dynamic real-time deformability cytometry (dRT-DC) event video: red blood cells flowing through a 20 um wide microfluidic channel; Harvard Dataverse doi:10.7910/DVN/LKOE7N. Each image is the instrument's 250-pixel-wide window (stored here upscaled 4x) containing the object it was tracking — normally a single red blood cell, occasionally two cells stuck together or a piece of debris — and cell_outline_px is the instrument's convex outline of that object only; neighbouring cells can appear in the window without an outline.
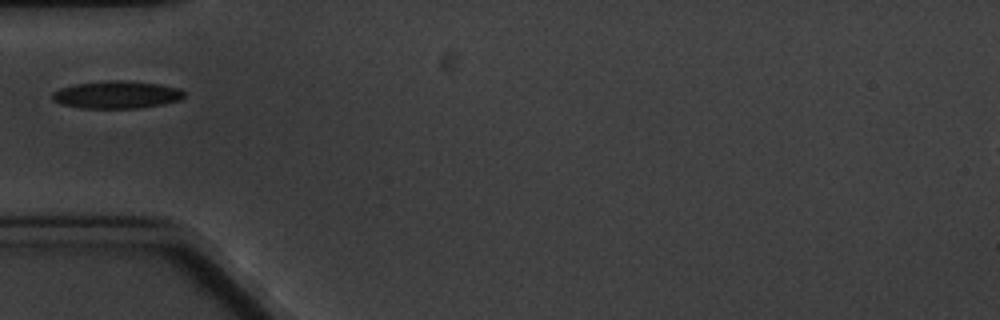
{"species": "common noctule bat (a hibernating species)", "species_latin": "Nyctalus noctula", "temperature_condition": "cold", "stored_images_in_passage": 6, "camera_frame_rate_fps": 3000, "um_per_image_px": 0.085, "animal": {"sex": "male", "body_mass_g": 20.1, "forearm_length_mm": 53.5}, "frame": {"image": 1, "passage_image": 1, "time_ms": 0.0, "image_size_px": [1000, 320], "cell_outline_px": [[184, 96], [180, 100], [164, 104], [140, 108], [80, 108], [60, 104], [52, 100], [52, 92], [60, 88], [76, 84], [108, 80], [116, 80], [160, 84], [180, 88], [184, 92]], "centroid_in_image_um": [9.91, 8.06], "position_along_channel_um": 75.1, "area_um2": 21.21}}
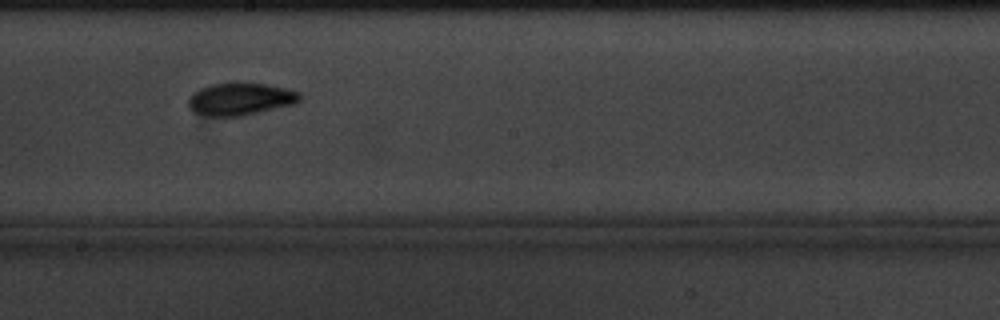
{"frame": {"image": 2, "passage_image": 5, "time_ms": 4.667, "image_size_px": [1000, 320], "cell_outline_px": [[300, 100], [296, 104], [240, 116], [208, 116], [192, 112], [188, 104], [188, 96], [192, 92], [200, 88], [212, 84], [264, 84], [288, 88], [300, 92]], "centroid_in_image_um": [20.42, 8.43], "position_along_channel_um": 227.8, "area_um2": 20.92}}
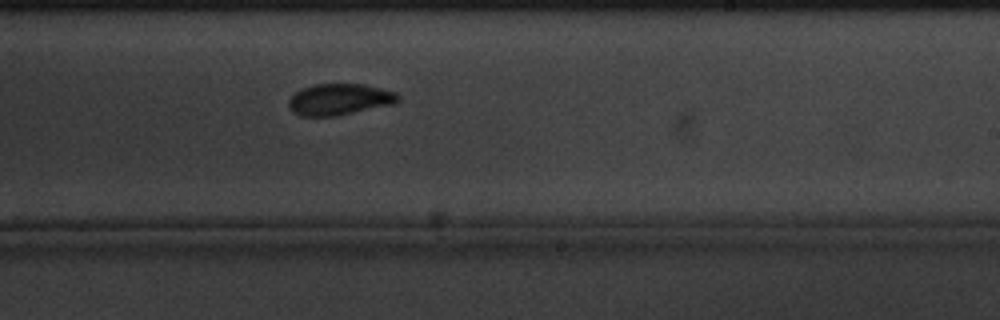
{"frame": {"image": 3, "passage_image": 6, "time_ms": 5.667, "image_size_px": [1000, 320], "cell_outline_px": [[400, 100], [396, 104], [336, 116], [300, 116], [292, 112], [288, 108], [288, 100], [300, 88], [312, 84], [364, 84], [396, 92], [400, 96]], "centroid_in_image_um": [28.85, 8.45], "position_along_channel_um": 260.1, "area_um2": 20.35}}